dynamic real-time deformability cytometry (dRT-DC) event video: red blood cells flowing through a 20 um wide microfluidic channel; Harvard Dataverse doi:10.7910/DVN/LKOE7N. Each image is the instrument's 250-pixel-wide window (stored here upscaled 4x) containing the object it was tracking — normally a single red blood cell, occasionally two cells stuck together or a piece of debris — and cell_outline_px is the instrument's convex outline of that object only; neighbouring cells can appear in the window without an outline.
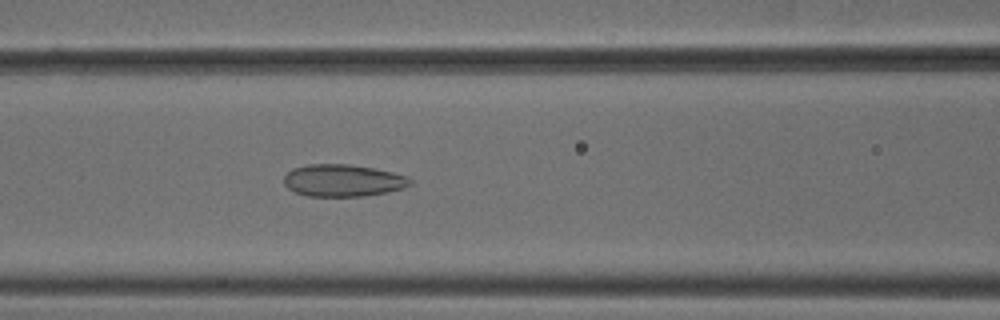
{"species": "common noctule bat (a hibernating species)", "species_latin": "Nyctalus noctula", "temperature_condition": "cold", "stored_images_in_passage": 37, "camera_frame_rate_fps": 3000, "um_per_image_px": 0.085, "animal": {"sex": "male", "body_mass_g": 18.8}, "frame": {"image": 1, "passage_image": 6, "time_ms": 1.667, "image_size_px": [1000, 320], "cell_outline_px": [[412, 184], [404, 188], [388, 192], [364, 196], [308, 196], [296, 192], [288, 188], [284, 184], [284, 176], [292, 168], [308, 164], [348, 164], [376, 168], [408, 176], [412, 180]], "centroid_in_image_um": [29.18, 15.33], "position_along_channel_um": 137.4, "area_um2": 23.81}}
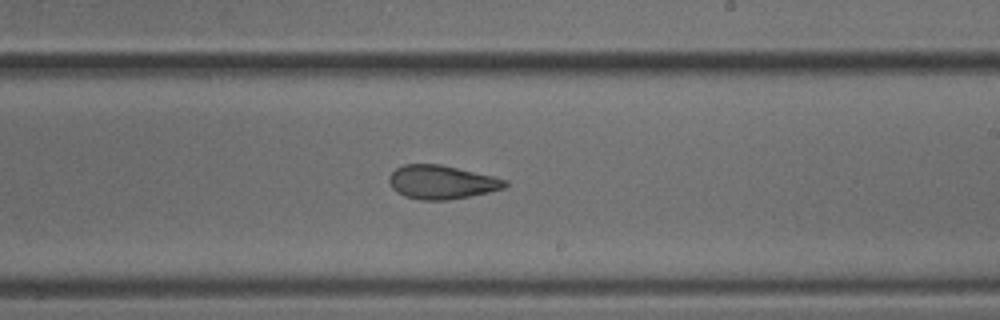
{"frame": {"image": 2, "passage_image": 15, "time_ms": 4.667, "image_size_px": [1000, 320], "cell_outline_px": [[508, 184], [504, 188], [488, 192], [448, 200], [420, 200], [404, 196], [396, 192], [392, 188], [388, 180], [388, 176], [396, 168], [404, 164], [440, 164], [492, 176], [508, 180]], "centroid_in_image_um": [37.5, 15.48], "position_along_channel_um": 251.5, "area_um2": 22.72}}
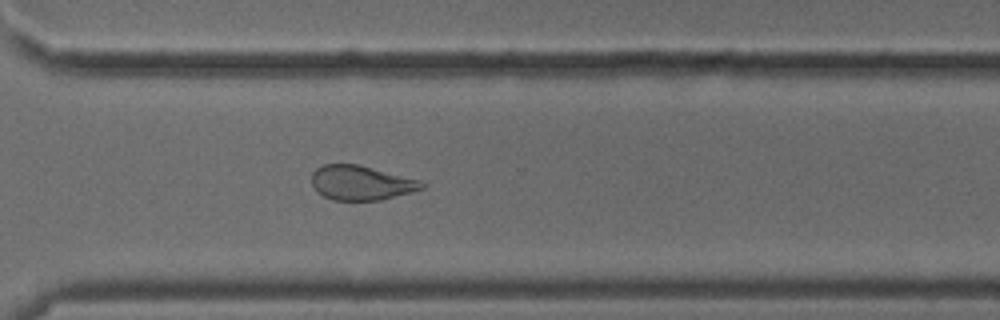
{"frame": {"image": 3, "passage_image": 22, "time_ms": 7.0, "image_size_px": [1000, 320], "cell_outline_px": [[424, 188], [380, 200], [332, 200], [316, 192], [312, 184], [312, 172], [316, 168], [324, 164], [356, 164], [420, 180], [424, 184]], "centroid_in_image_um": [30.64, 15.54], "position_along_channel_um": 340.0, "area_um2": 21.91}}